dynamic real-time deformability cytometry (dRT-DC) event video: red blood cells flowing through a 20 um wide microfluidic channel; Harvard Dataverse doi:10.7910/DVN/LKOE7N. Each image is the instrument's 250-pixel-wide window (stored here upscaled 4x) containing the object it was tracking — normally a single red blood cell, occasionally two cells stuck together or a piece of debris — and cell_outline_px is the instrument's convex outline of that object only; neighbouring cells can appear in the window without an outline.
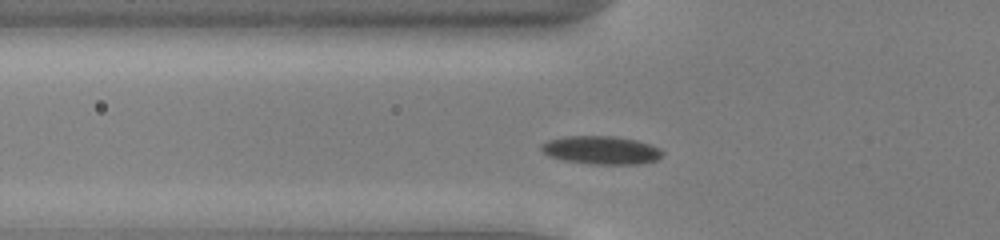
{"species": "common noctule bat (a hibernating species)", "species_latin": "Nyctalus noctula", "temperature_condition": "cold", "stored_images_in_passage": 42, "camera_frame_rate_fps": 3000, "um_per_image_px": 0.085, "animal": {"sex": "male", "body_mass_g": 13.0, "forearm_length_mm": 53.1}, "frame": {"image": 1, "passage_image": 8, "time_ms": 2.333, "image_size_px": [1000, 240], "cell_outline_px": [[664, 152], [656, 160], [640, 164], [592, 164], [564, 160], [548, 156], [540, 148], [540, 144], [548, 140], [564, 136], [616, 136], [636, 140], [648, 144]], "centroid_in_image_um": [51.05, 12.76], "position_along_channel_um": 74.7, "area_um2": 19.83}}
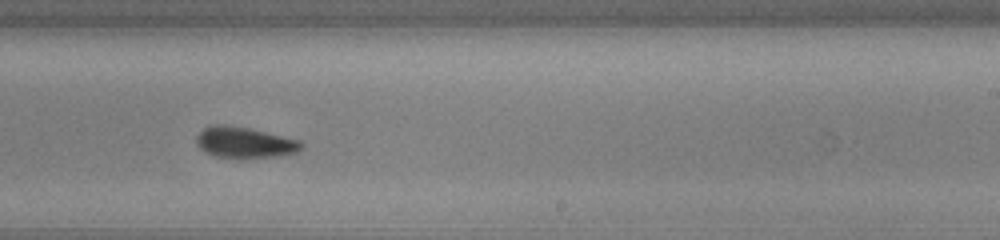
{"frame": {"image": 2, "passage_image": 23, "time_ms": 7.333, "image_size_px": [1000, 240], "cell_outline_px": [[304, 144], [296, 152], [288, 156], [236, 160], [216, 156], [204, 152], [196, 144], [196, 136], [204, 128], [212, 124], [224, 124], [248, 128], [300, 140]], "centroid_in_image_um": [20.79, 12.15], "position_along_channel_um": 268.2, "area_um2": 19.59}}
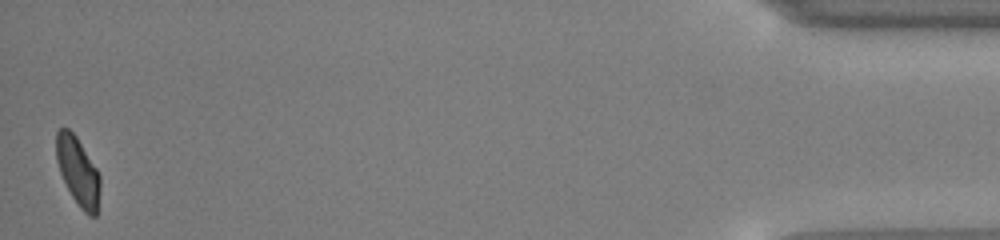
{"frame": {"image": 3, "passage_image": 42, "time_ms": 13.667, "image_size_px": [1000, 240], "cell_outline_px": [[100, 188], [96, 216], [88, 216], [80, 208], [72, 196], [60, 172], [56, 160], [56, 132], [60, 128], [68, 128], [76, 136], [96, 168], [100, 176]], "centroid_in_image_um": [6.62, 14.56], "position_along_channel_um": 428.6, "area_um2": 17.28}, "authors_computed_cell_mechanics": {"area_um2": 19.0162, "velocity_mm_per_s": 3.8796, "shape_relaxation_time_tau1_ms": 2.9075, "shape_relaxation_time_tau2_ms": 2.7237, "deformation_change_tau1": 0.125, "deformation_change_tau2": 0.0757}}